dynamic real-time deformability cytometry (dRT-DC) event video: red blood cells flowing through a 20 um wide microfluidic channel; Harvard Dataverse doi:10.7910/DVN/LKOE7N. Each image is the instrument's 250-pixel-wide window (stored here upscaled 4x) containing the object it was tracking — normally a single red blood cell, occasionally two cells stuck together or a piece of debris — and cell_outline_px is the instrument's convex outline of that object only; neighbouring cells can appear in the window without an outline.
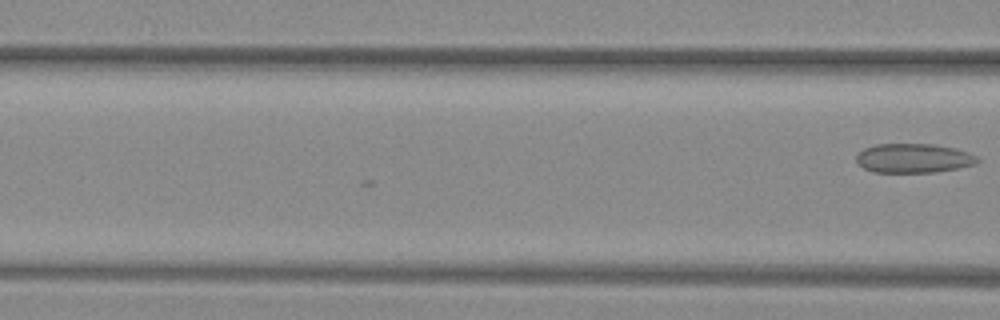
{"species": "common noctule bat (a hibernating species)", "species_latin": "Nyctalus noctula", "temperature_condition": "warm", "stored_images_in_passage": 6, "camera_frame_rate_fps": 3000, "um_per_image_px": 0.085, "animal": {"sex": "female", "body_mass_g": 29.2, "forearm_length_mm": 56.3}, "frame": {"image": 1, "passage_image": 6, "time_ms": 1.667, "image_size_px": [1000, 320], "cell_outline_px": [[980, 160], [976, 164], [960, 168], [936, 172], [872, 172], [864, 168], [856, 160], [856, 156], [864, 148], [876, 144], [932, 144], [956, 148], [968, 152], [976, 156]], "centroid_in_image_um": [77.68, 13.45], "position_along_channel_um": 88.9, "area_um2": 20.69}}